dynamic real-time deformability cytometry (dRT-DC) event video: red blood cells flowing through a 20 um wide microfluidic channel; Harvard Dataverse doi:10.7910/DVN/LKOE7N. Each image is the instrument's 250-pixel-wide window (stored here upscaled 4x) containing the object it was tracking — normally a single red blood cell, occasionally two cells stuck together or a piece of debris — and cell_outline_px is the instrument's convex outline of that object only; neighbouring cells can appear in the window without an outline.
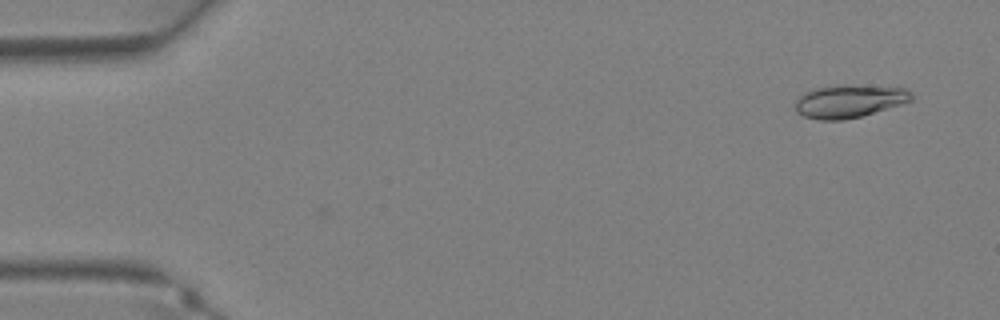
{"species": "Egyptian fruit bat (a non-hibernating species)", "species_latin": "Rousettus aegyptiacus", "temperature_condition": "warm", "stored_images_in_passage": 32, "camera_frame_rate_fps": 3000, "um_per_image_px": 0.085, "animal": {"sex": "female"}, "frame": {"image": 1, "passage_image": 1, "time_ms": 0.0, "image_size_px": [1000, 320], "cell_outline_px": [[912, 100], [900, 104], [860, 116], [844, 120], [820, 120], [804, 116], [796, 112], [796, 100], [804, 92], [816, 88], [840, 84], [844, 84], [904, 88], [912, 92]], "centroid_in_image_um": [72.16, 8.59], "position_along_channel_um": 12.8, "area_um2": 22.14}}
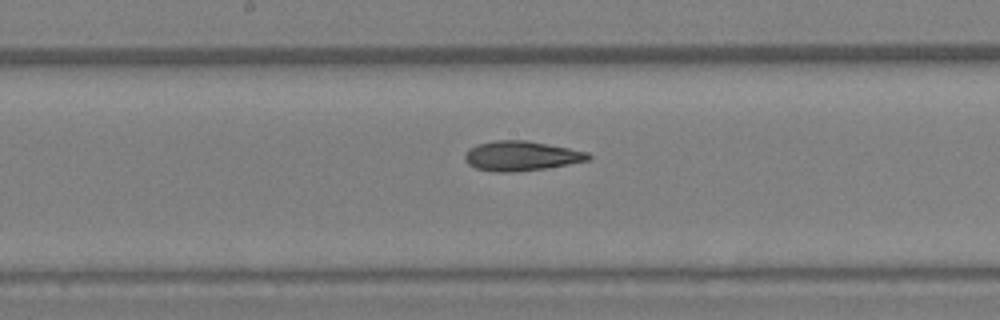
{"frame": {"image": 2, "passage_image": 18, "time_ms": 5.667, "image_size_px": [1000, 320], "cell_outline_px": [[592, 156], [588, 160], [568, 164], [544, 168], [512, 172], [492, 172], [476, 168], [468, 164], [464, 160], [464, 156], [468, 148], [476, 144], [496, 140], [528, 140], [588, 152]], "centroid_in_image_um": [44.25, 13.25], "position_along_channel_um": 203.9, "area_um2": 21.39}}
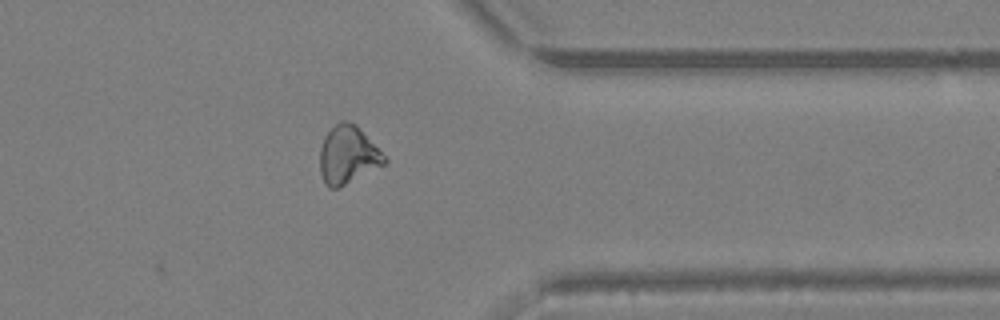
{"frame": {"image": 3, "passage_image": 28, "time_ms": 9.0, "image_size_px": [1000, 320], "cell_outline_px": [[388, 160], [384, 164], [340, 188], [328, 188], [324, 184], [320, 172], [320, 148], [324, 136], [340, 120], [348, 120], [356, 124]], "centroid_in_image_um": [29.53, 13.18], "position_along_channel_um": 381.9, "area_um2": 21.73}}